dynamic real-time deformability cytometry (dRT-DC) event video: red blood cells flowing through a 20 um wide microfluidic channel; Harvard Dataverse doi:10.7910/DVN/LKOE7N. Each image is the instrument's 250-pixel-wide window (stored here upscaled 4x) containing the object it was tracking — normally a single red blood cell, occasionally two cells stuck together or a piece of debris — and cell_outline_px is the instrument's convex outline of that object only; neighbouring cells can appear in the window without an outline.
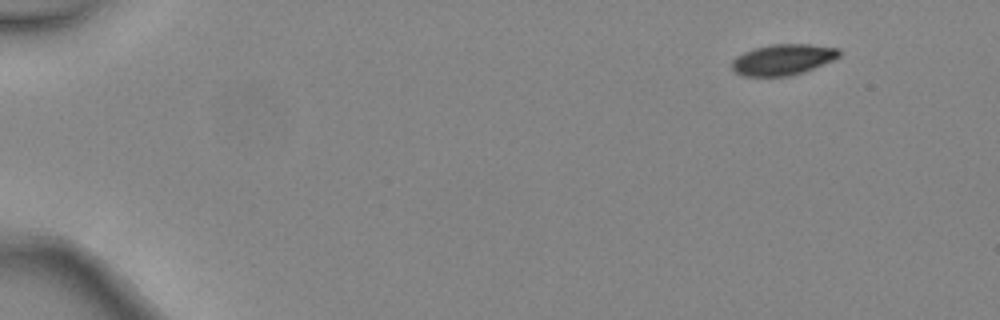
{"species": "common noctule bat (a hibernating species)", "species_latin": "Nyctalus noctula", "temperature_condition": "warm", "stored_images_in_passage": 2, "camera_frame_rate_fps": 3000, "um_per_image_px": 0.085, "animal": {"sex": "female", "body_mass_g": 24.6, "forearm_length_mm": 56.2}, "frame": {"image": 1, "passage_image": 2, "time_ms": 0.333, "image_size_px": [1000, 320], "cell_outline_px": [[840, 56], [832, 60], [804, 72], [788, 76], [744, 76], [732, 72], [732, 60], [736, 56], [744, 52], [756, 48], [772, 44], [812, 44], [840, 48]], "centroid_in_image_um": [66.54, 5.06], "position_along_channel_um": 18.5, "area_um2": 19.36}}